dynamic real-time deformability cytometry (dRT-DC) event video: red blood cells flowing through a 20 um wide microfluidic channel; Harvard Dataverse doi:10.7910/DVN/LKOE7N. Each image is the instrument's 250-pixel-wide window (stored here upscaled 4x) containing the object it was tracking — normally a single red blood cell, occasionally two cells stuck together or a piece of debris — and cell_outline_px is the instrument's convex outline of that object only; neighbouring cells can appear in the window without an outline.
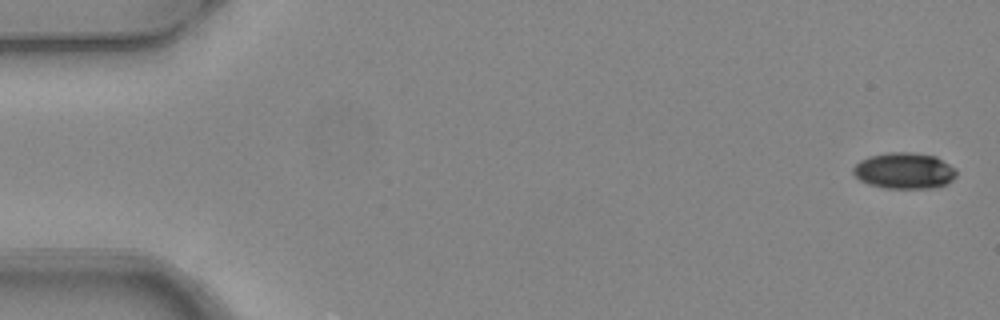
{"species": "common noctule bat (a hibernating species)", "species_latin": "Nyctalus noctula", "temperature_condition": "warm", "stored_images_in_passage": 4, "camera_frame_rate_fps": 3000, "um_per_image_px": 0.085, "animal": {"sex": "female", "body_mass_g": 24.6, "forearm_length_mm": 56.2}, "frame": {"image": 1, "passage_image": 1, "time_ms": 0.0, "image_size_px": [1000, 320], "cell_outline_px": [[956, 176], [952, 180], [944, 184], [932, 188], [888, 188], [868, 184], [860, 180], [852, 172], [852, 168], [860, 160], [868, 156], [888, 152], [912, 152], [936, 156], [956, 168]], "centroid_in_image_um": [76.86, 14.5], "position_along_channel_um": 8.1, "area_um2": 21.79}}
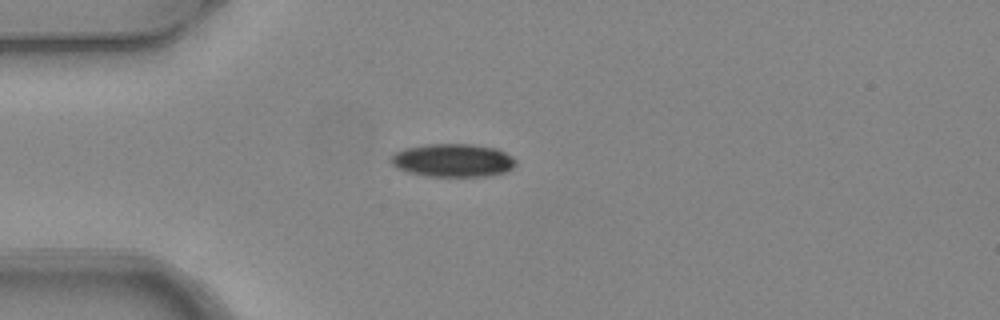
{"frame": {"image": 2, "passage_image": 4, "time_ms": 1.0, "image_size_px": [1000, 320], "cell_outline_px": [[516, 164], [512, 168], [504, 172], [488, 176], [428, 176], [408, 172], [396, 168], [392, 164], [392, 156], [396, 152], [404, 148], [424, 144], [472, 144], [496, 148], [512, 156], [516, 160]], "centroid_in_image_um": [38.5, 13.62], "position_along_channel_um": 46.5, "area_um2": 24.1}}